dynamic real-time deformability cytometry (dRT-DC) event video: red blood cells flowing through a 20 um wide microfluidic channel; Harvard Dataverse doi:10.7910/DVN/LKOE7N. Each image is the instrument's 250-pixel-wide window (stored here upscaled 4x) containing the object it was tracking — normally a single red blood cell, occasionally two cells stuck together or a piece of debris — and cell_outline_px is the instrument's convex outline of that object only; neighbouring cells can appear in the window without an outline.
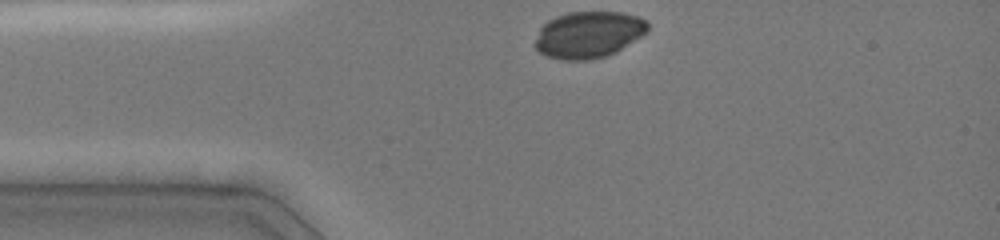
{"species": "common noctule bat (a hibernating species)", "species_latin": "Nyctalus noctula", "temperature_condition": "cold", "stored_images_in_passage": 12, "camera_frame_rate_fps": 3000, "um_per_image_px": 0.085, "animal": {"sex": "female", "body_mass_g": 19.0, "forearm_length_mm": 51.5}, "frame": {"image": 1, "passage_image": 1, "time_ms": 0.0, "image_size_px": [1000, 240], "cell_outline_px": [[648, 32], [616, 52], [608, 56], [588, 60], [560, 60], [544, 56], [536, 48], [536, 40], [540, 28], [548, 20], [556, 16], [568, 12], [624, 12], [640, 16], [648, 20]], "centroid_in_image_um": [50.06, 2.94], "position_along_channel_um": 34.9, "area_um2": 30.92}}